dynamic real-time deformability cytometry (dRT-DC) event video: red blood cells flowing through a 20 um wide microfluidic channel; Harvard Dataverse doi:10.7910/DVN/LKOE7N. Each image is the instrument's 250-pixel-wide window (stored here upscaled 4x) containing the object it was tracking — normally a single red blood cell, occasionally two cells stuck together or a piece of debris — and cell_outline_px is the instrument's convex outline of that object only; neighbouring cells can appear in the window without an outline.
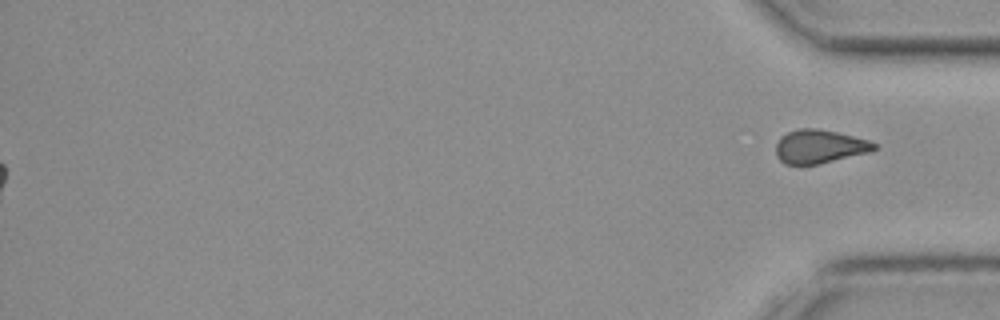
{"species": "common noctule bat (a hibernating species)", "species_latin": "Nyctalus noctula", "temperature_condition": "cold", "stored_images_in_passage": 51, "segment_of_instrument_passage": [2, 2], "camera_frame_rate_fps": 3000, "um_per_image_px": 0.085, "animal": {"sex": "female", "body_mass_g": 19.3, "forearm_length_mm": 54.1}, "frame": {"image": 1, "passage_image": 51, "time_ms": 16.667, "image_size_px": [1000, 320], "cell_outline_px": [[880, 144], [876, 148], [868, 152], [820, 164], [784, 164], [776, 156], [776, 144], [780, 136], [788, 132], [800, 128], [816, 128], [836, 132], [868, 140]], "centroid_in_image_um": [69.64, 12.45], "position_along_channel_um": 365.6, "area_um2": 19.19}}